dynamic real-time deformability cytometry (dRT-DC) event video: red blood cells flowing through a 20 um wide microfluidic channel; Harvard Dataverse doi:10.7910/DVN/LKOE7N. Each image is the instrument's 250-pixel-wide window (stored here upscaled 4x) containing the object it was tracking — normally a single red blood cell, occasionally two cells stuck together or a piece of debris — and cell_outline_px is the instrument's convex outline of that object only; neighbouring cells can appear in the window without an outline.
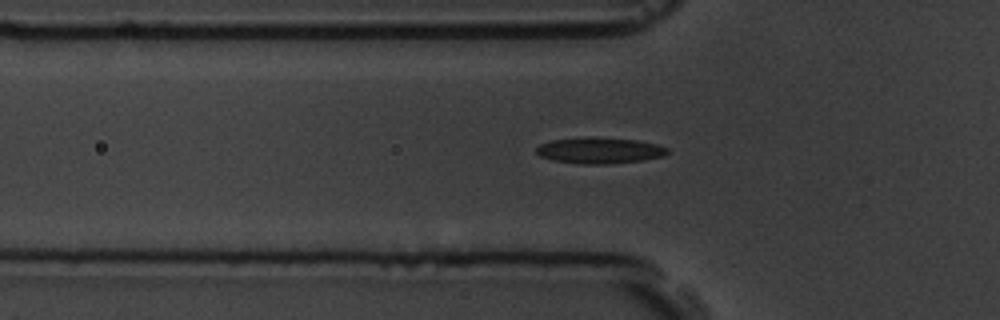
{"species": "common noctule bat (a hibernating species)", "species_latin": "Nyctalus noctula", "temperature_condition": "room temperature", "stored_images_in_passage": 41, "camera_frame_rate_fps": 3000, "um_per_image_px": 0.085, "animal": {"sex": "male", "body_mass_g": 19.5, "forearm_length_mm": 54.6}, "frame": {"image": 1, "passage_image": 3, "time_ms": 0.667, "image_size_px": [1000, 320], "cell_outline_px": [[668, 152], [664, 156], [644, 160], [608, 164], [584, 164], [552, 160], [540, 156], [536, 152], [536, 148], [540, 144], [552, 140], [588, 136], [640, 140], [656, 144], [668, 148]], "centroid_in_image_um": [50.97, 12.78], "position_along_channel_um": 74.8, "area_um2": 20.11}}
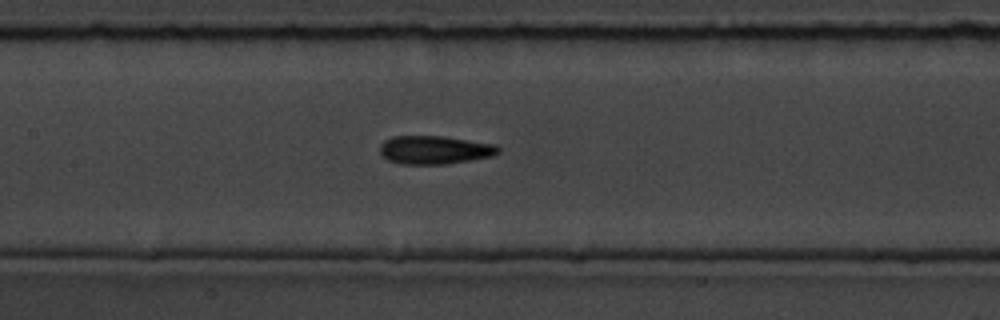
{"frame": {"image": 2, "passage_image": 11, "time_ms": 3.333, "image_size_px": [1000, 320], "cell_outline_px": [[500, 152], [492, 156], [444, 164], [400, 164], [388, 160], [380, 152], [380, 144], [384, 140], [392, 136], [440, 136], [496, 144], [500, 148]], "centroid_in_image_um": [36.92, 12.74], "position_along_channel_um": 170.5, "area_um2": 19.48}}
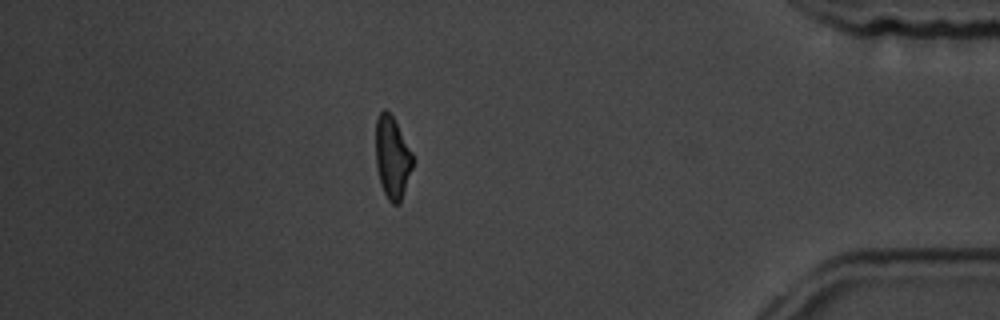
{"frame": {"image": 3, "passage_image": 34, "time_ms": 11.0, "image_size_px": [1000, 320], "cell_outline_px": [[412, 168], [400, 204], [392, 204], [388, 200], [380, 184], [376, 168], [376, 116], [384, 108], [392, 116], [412, 152]], "centroid_in_image_um": [33.32, 13.4], "position_along_channel_um": 401.9, "area_um2": 17.63}, "authors_computed_cell_mechanics": {"area_um2": 19.363, "velocity_mm_per_s": 3.5619, "shape_relaxation_time_tau1_ms": 6.7799, "shape_relaxation_time_tau2_ms": 2.6874, "deformation_change_tau1": 0.1591, "deformation_change_tau2": 0.1191}}